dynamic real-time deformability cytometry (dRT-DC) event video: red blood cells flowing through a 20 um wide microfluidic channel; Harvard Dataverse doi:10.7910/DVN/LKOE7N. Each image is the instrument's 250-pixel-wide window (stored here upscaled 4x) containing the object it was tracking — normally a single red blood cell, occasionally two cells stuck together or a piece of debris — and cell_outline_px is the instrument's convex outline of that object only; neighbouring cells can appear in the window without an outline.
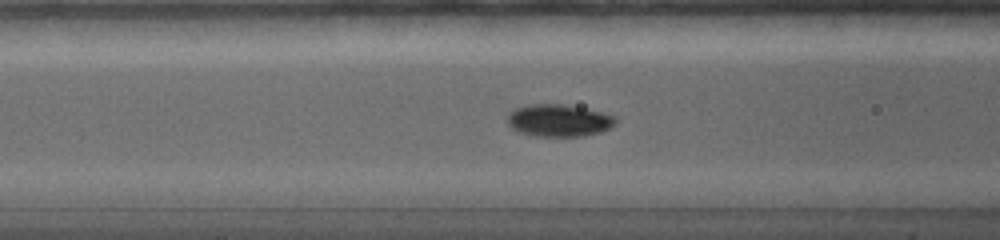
{"species": "common noctule bat (a hibernating species)", "species_latin": "Nyctalus noctula", "temperature_condition": "warm", "stored_images_in_passage": 41, "camera_frame_rate_fps": 5000, "um_per_image_px": 0.085, "animal": {"sex": "female", "body_mass_g": 19.0, "forearm_length_mm": 56.7}, "frame": {"image": 1, "passage_image": 13, "time_ms": 4.6, "image_size_px": [1000, 240], "cell_outline_px": [[616, 124], [600, 132], [584, 136], [536, 136], [520, 132], [512, 128], [508, 124], [508, 112], [516, 108], [528, 104], [560, 104], [584, 108], [600, 112], [612, 116], [616, 120]], "centroid_in_image_um": [47.46, 10.24], "position_along_channel_um": 119.1, "area_um2": 20.11}}
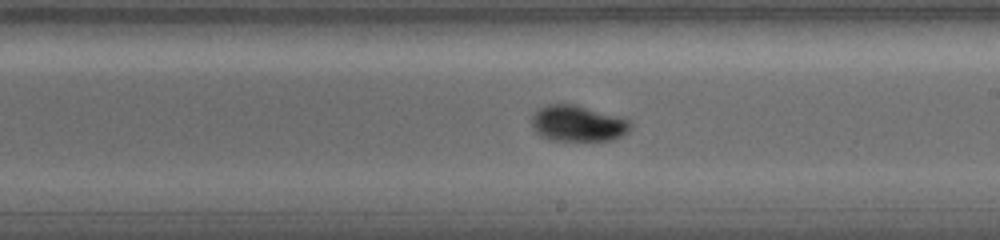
{"frame": {"image": 2, "passage_image": 21, "time_ms": 7.8, "image_size_px": [1000, 240], "cell_outline_px": [[632, 128], [628, 132], [612, 140], [548, 140], [540, 136], [532, 128], [532, 116], [540, 108], [552, 104], [572, 104], [628, 120], [632, 124]], "centroid_in_image_um": [49.08, 10.52], "position_along_channel_um": 239.9, "area_um2": 20.29}}
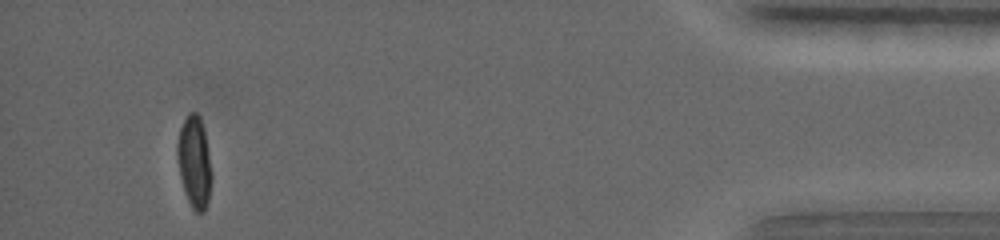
{"frame": {"image": 3, "passage_image": 37, "time_ms": 14.8, "image_size_px": [1000, 240], "cell_outline_px": [[212, 180], [208, 200], [204, 212], [196, 212], [192, 208], [188, 200], [180, 176], [176, 156], [176, 144], [180, 128], [188, 112], [196, 112], [200, 116], [204, 128], [212, 176]], "centroid_in_image_um": [16.51, 13.74], "position_along_channel_um": 418.7, "area_um2": 18.38}, "authors_computed_cell_mechanics": {"area_um2": 18.6116, "velocity_mm_per_s": 3.7946, "shape_relaxation_time_tau1_ms": 3.1742, "shape_relaxation_time_tau2_ms": null, "deformation_change_tau1": 0.1496, "deformation_change_tau2": null}}